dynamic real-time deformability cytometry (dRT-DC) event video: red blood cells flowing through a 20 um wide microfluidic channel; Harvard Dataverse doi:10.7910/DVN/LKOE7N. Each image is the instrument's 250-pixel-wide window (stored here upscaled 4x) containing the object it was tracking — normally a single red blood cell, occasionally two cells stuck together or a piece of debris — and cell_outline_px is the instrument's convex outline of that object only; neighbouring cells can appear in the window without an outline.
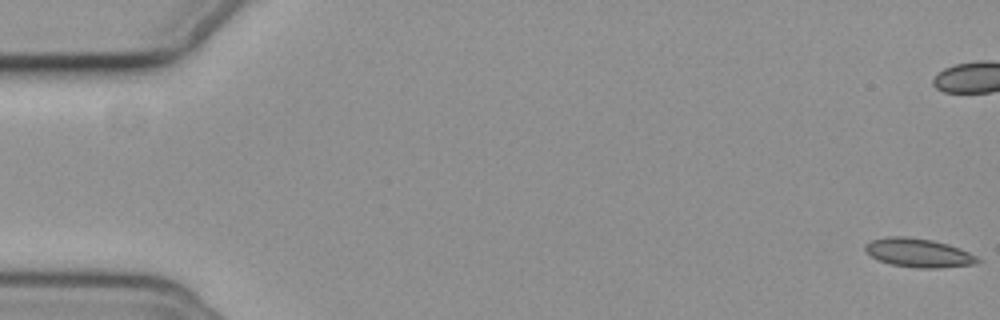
{"species": "common noctule bat (a hibernating species)", "species_latin": "Nyctalus noctula", "temperature_condition": "cold", "stored_images_in_passage": 58, "camera_frame_rate_fps": 3000, "um_per_image_px": 0.085, "animal": {"sex": "female", "body_mass_g": 19.3, "forearm_length_mm": 54.1}, "frame": {"image": 1, "passage_image": 1, "time_ms": 0.0, "image_size_px": [1000, 320], "cell_outline_px": [[984, 260], [976, 264], [940, 268], [916, 268], [892, 264], [880, 260], [864, 252], [864, 244], [872, 240], [888, 236], [904, 236], [932, 240], [948, 244], [960, 248]], "centroid_in_image_um": [78.09, 21.49], "position_along_channel_um": 6.9, "area_um2": 18.96}, "authors_computed_cell_mechanics": {"area_um2": 18.5538, "velocity_mm_per_s": 3.6669, "shape_relaxation_time_tau1_ms": 7.2283, "shape_relaxation_time_tau2_ms": 5.462, "deformation_change_tau1": 0.1249, "deformation_change_tau2": 0.0897}}